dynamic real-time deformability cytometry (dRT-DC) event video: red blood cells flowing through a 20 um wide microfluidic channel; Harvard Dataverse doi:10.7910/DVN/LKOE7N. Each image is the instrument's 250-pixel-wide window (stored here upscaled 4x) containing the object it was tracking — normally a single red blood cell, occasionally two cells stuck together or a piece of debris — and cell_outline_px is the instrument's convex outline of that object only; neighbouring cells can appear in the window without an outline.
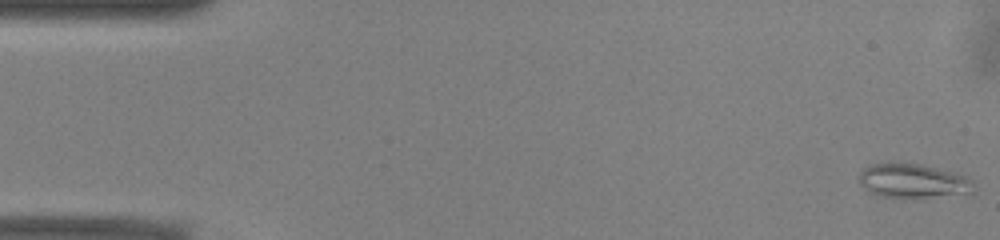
{"species": "common noctule bat (a hibernating species)", "species_latin": "Nyctalus noctula", "temperature_condition": "warm", "stored_images_in_passage": 52, "camera_frame_rate_fps": 3000, "um_per_image_px": 0.085, "animal": {"sex": "male", "body_mass_g": 13.0, "forearm_length_mm": 53.1}, "frame": {"image": 1, "passage_image": 1, "time_ms": 0.0, "image_size_px": [1000, 240], "cell_outline_px": [[976, 192], [972, 196], [880, 196], [864, 188], [856, 180], [856, 176], [864, 168], [872, 164], [920, 164], [956, 172], [968, 176], [972, 180], [976, 188]], "centroid_in_image_um": [77.73, 15.39], "position_along_channel_um": 7.3, "area_um2": 23.06}}
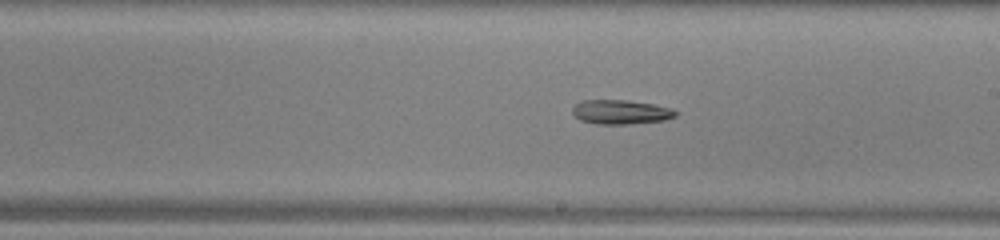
{"frame": {"image": 2, "passage_image": 29, "time_ms": 9.333, "image_size_px": [1000, 240], "cell_outline_px": [[680, 112], [676, 116], [664, 120], [632, 124], [596, 124], [580, 120], [572, 112], [572, 108], [580, 100], [628, 100], [652, 104], [672, 108]], "centroid_in_image_um": [52.78, 9.52], "position_along_channel_um": 236.2, "area_um2": 14.74}}
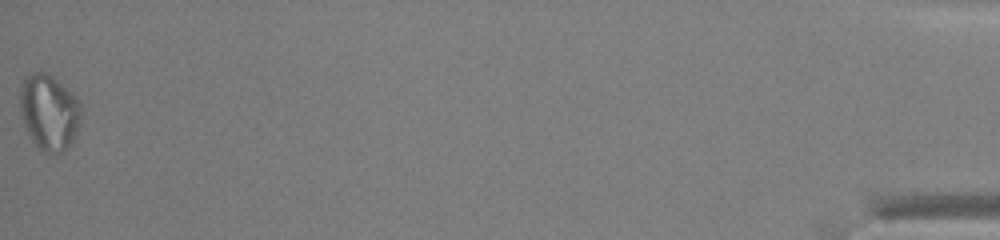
{"frame": {"image": 3, "passage_image": 52, "time_ms": 17.0, "image_size_px": [1000, 240], "cell_outline_px": [[80, 124], [72, 140], [64, 152], [56, 156], [40, 152], [32, 140], [20, 116], [20, 84], [32, 72], [40, 68], [52, 76], [76, 96], [80, 100]], "centroid_in_image_um": [4.16, 9.55], "position_along_channel_um": 431.0, "area_um2": 27.51}}